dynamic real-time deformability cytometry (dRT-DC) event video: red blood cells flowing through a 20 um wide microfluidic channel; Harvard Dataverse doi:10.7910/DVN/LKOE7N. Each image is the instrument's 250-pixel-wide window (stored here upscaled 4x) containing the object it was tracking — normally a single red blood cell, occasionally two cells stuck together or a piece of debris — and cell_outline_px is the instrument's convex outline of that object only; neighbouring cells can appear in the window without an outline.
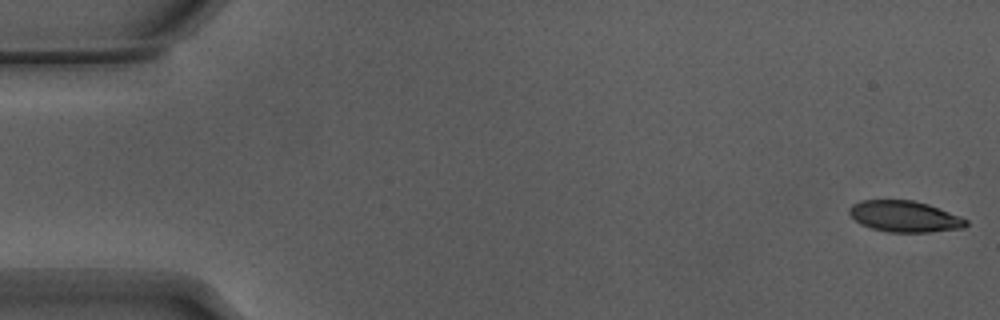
{"species": "Egyptian fruit bat (a non-hibernating species)", "species_latin": "Rousettus aegyptiacus", "temperature_condition": "warm", "stored_images_in_passage": 55, "camera_frame_rate_fps": 3000, "um_per_image_px": 0.085, "animal": {"sex": "male"}, "frame": {"image": 1, "passage_image": 1, "time_ms": 0.0, "image_size_px": [1000, 320], "cell_outline_px": [[968, 224], [964, 228], [928, 232], [888, 232], [872, 228], [860, 224], [848, 212], [848, 208], [852, 204], [860, 200], [912, 200], [928, 204], [960, 216], [968, 220]], "centroid_in_image_um": [76.89, 18.39], "position_along_channel_um": 8.1, "area_um2": 21.21}}
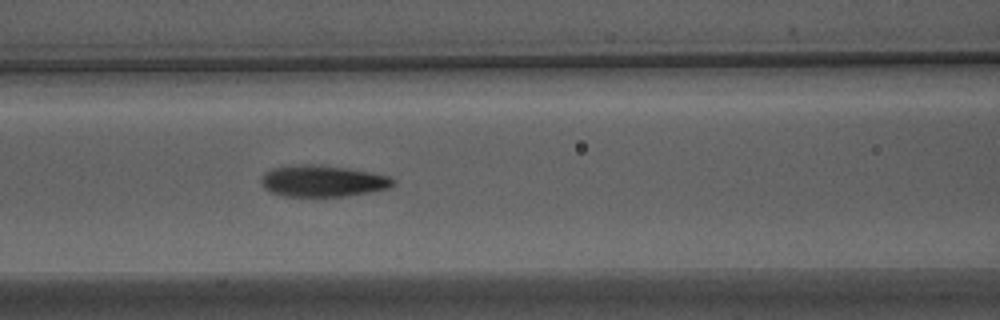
{"frame": {"image": 2, "passage_image": 23, "time_ms": 7.333, "image_size_px": [1000, 320], "cell_outline_px": [[396, 184], [388, 188], [372, 192], [348, 196], [284, 196], [272, 192], [264, 188], [260, 180], [264, 172], [272, 168], [300, 164], [312, 164], [348, 168], [372, 172], [388, 176], [396, 180]], "centroid_in_image_um": [27.45, 15.38], "position_along_channel_um": 139.1, "area_um2": 24.33}}
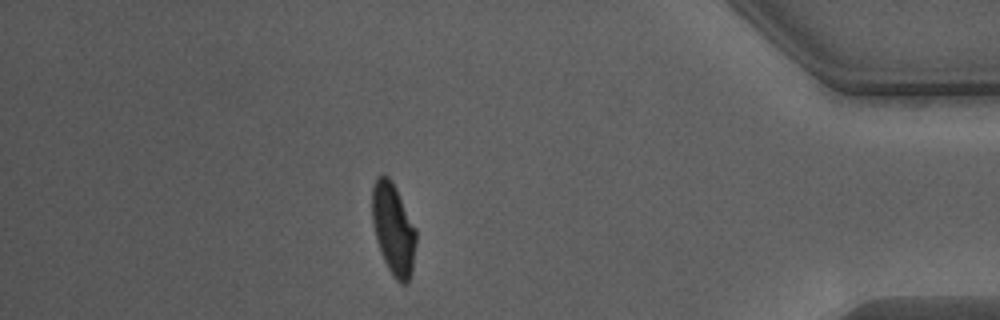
{"frame": {"image": 3, "passage_image": 47, "time_ms": 15.333, "image_size_px": [1000, 320], "cell_outline_px": [[416, 244], [412, 272], [408, 284], [400, 284], [392, 276], [384, 260], [372, 224], [372, 188], [376, 176], [388, 176], [392, 180], [416, 228]], "centroid_in_image_um": [33.45, 19.48], "position_along_channel_um": 401.8, "area_um2": 23.52}, "authors_computed_cell_mechanics": {"area_um2": 23.5246, "velocity_mm_per_s": 3.8249, "shape_relaxation_time_tau1_ms": 3.4939, "shape_relaxation_time_tau2_ms": 1.4908, "deformation_change_tau1": 0.1803, "deformation_change_tau2": 0.0872}}